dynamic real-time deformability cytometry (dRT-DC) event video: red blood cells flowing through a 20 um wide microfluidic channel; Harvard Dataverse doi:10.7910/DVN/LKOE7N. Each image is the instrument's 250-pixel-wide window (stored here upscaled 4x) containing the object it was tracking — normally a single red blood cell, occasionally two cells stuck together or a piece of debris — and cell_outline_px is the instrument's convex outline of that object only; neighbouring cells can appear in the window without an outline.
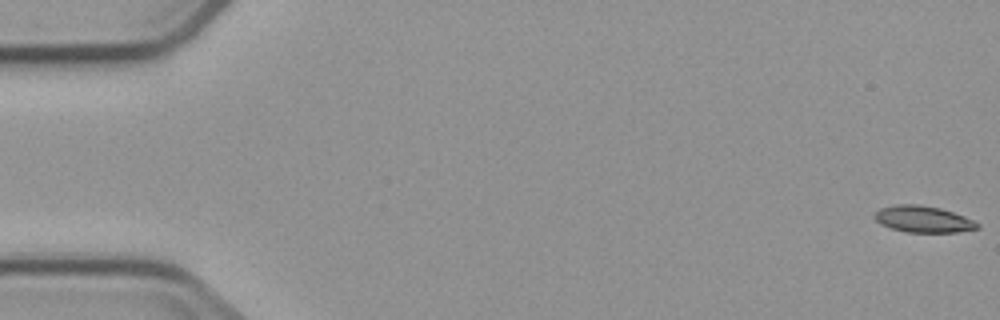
{"species": "common noctule bat (a hibernating species)", "species_latin": "Nyctalus noctula", "temperature_condition": "cold", "stored_images_in_passage": 7, "camera_frame_rate_fps": 3000, "um_per_image_px": 0.085, "animal": {"sex": "male", "body_mass_g": 23.1, "forearm_length_mm": 52.7}, "frame": {"image": 1, "passage_image": 1, "time_ms": 0.0, "image_size_px": [1000, 320], "cell_outline_px": [[980, 228], [956, 232], [908, 232], [892, 228], [880, 224], [872, 216], [880, 208], [896, 204], [920, 204], [940, 208], [964, 216], [980, 224]], "centroid_in_image_um": [78.45, 18.62], "position_along_channel_um": 6.5, "area_um2": 15.84}}
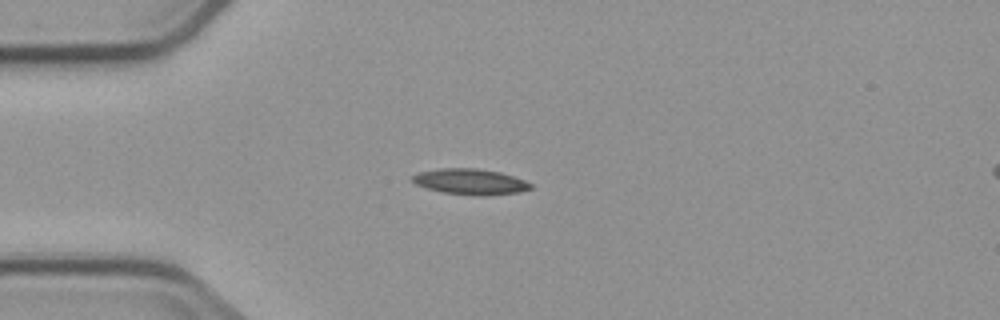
{"frame": {"image": 2, "passage_image": 5, "time_ms": 4.667, "image_size_px": [1000, 320], "cell_outline_px": [[532, 188], [520, 192], [480, 196], [444, 192], [428, 188], [416, 184], [412, 180], [412, 176], [420, 172], [440, 168], [476, 168], [500, 172], [524, 180], [532, 184]], "centroid_in_image_um": [40.0, 15.44], "position_along_channel_um": 45.0, "area_um2": 17.51}}
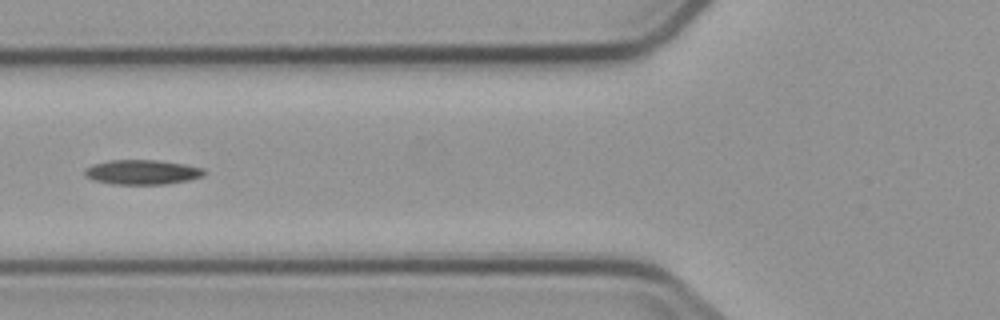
{"frame": {"image": 3, "passage_image": 7, "time_ms": 7.0, "image_size_px": [1000, 320], "cell_outline_px": [[208, 172], [204, 176], [188, 180], [164, 184], [112, 184], [92, 180], [84, 176], [84, 168], [92, 164], [108, 160], [156, 160], [184, 164], [204, 168]], "centroid_in_image_um": [12.07, 14.63], "position_along_channel_um": 113.7, "area_um2": 17.4}}